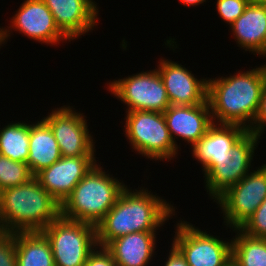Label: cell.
I'll list each match as a JSON object with an SVG mask.
<instances>
[{"mask_svg": "<svg viewBox=\"0 0 266 266\" xmlns=\"http://www.w3.org/2000/svg\"><path fill=\"white\" fill-rule=\"evenodd\" d=\"M163 115L170 136L177 148L179 147L175 139L180 137L192 147L206 134L209 126L213 123L208 100L205 103L192 106L170 105Z\"/></svg>", "mask_w": 266, "mask_h": 266, "instance_id": "16", "label": "cell"}, {"mask_svg": "<svg viewBox=\"0 0 266 266\" xmlns=\"http://www.w3.org/2000/svg\"><path fill=\"white\" fill-rule=\"evenodd\" d=\"M30 124L9 123L0 130V155L27 164L29 156Z\"/></svg>", "mask_w": 266, "mask_h": 266, "instance_id": "22", "label": "cell"}, {"mask_svg": "<svg viewBox=\"0 0 266 266\" xmlns=\"http://www.w3.org/2000/svg\"><path fill=\"white\" fill-rule=\"evenodd\" d=\"M225 266H239L234 260L233 258H231L226 264Z\"/></svg>", "mask_w": 266, "mask_h": 266, "instance_id": "33", "label": "cell"}, {"mask_svg": "<svg viewBox=\"0 0 266 266\" xmlns=\"http://www.w3.org/2000/svg\"><path fill=\"white\" fill-rule=\"evenodd\" d=\"M95 156L61 157L35 177L40 185L60 204L97 163Z\"/></svg>", "mask_w": 266, "mask_h": 266, "instance_id": "14", "label": "cell"}, {"mask_svg": "<svg viewBox=\"0 0 266 266\" xmlns=\"http://www.w3.org/2000/svg\"><path fill=\"white\" fill-rule=\"evenodd\" d=\"M249 0H217L216 10L221 19L229 26L243 13Z\"/></svg>", "mask_w": 266, "mask_h": 266, "instance_id": "26", "label": "cell"}, {"mask_svg": "<svg viewBox=\"0 0 266 266\" xmlns=\"http://www.w3.org/2000/svg\"><path fill=\"white\" fill-rule=\"evenodd\" d=\"M230 27L238 47L254 55L266 52V5L249 3Z\"/></svg>", "mask_w": 266, "mask_h": 266, "instance_id": "18", "label": "cell"}, {"mask_svg": "<svg viewBox=\"0 0 266 266\" xmlns=\"http://www.w3.org/2000/svg\"><path fill=\"white\" fill-rule=\"evenodd\" d=\"M265 83L262 66L228 77L209 78L207 100L213 122L239 125L250 131Z\"/></svg>", "mask_w": 266, "mask_h": 266, "instance_id": "2", "label": "cell"}, {"mask_svg": "<svg viewBox=\"0 0 266 266\" xmlns=\"http://www.w3.org/2000/svg\"><path fill=\"white\" fill-rule=\"evenodd\" d=\"M259 140L255 133L248 131L230 150V160L212 162L204 171L205 189L210 198L217 200L250 172Z\"/></svg>", "mask_w": 266, "mask_h": 266, "instance_id": "10", "label": "cell"}, {"mask_svg": "<svg viewBox=\"0 0 266 266\" xmlns=\"http://www.w3.org/2000/svg\"><path fill=\"white\" fill-rule=\"evenodd\" d=\"M164 266H189L181 252L173 245Z\"/></svg>", "mask_w": 266, "mask_h": 266, "instance_id": "30", "label": "cell"}, {"mask_svg": "<svg viewBox=\"0 0 266 266\" xmlns=\"http://www.w3.org/2000/svg\"><path fill=\"white\" fill-rule=\"evenodd\" d=\"M107 173L96 163L61 204V217L96 226L127 187Z\"/></svg>", "mask_w": 266, "mask_h": 266, "instance_id": "4", "label": "cell"}, {"mask_svg": "<svg viewBox=\"0 0 266 266\" xmlns=\"http://www.w3.org/2000/svg\"><path fill=\"white\" fill-rule=\"evenodd\" d=\"M17 13L12 16L10 26L0 28V48L14 31L23 33L39 43L59 44L71 41L57 26L55 19L43 0H24ZM10 28V29H9ZM9 29V30H8ZM11 31V32H10ZM62 39V40H61Z\"/></svg>", "mask_w": 266, "mask_h": 266, "instance_id": "12", "label": "cell"}, {"mask_svg": "<svg viewBox=\"0 0 266 266\" xmlns=\"http://www.w3.org/2000/svg\"><path fill=\"white\" fill-rule=\"evenodd\" d=\"M172 244L189 266H225L232 258V240H222L187 221H178Z\"/></svg>", "mask_w": 266, "mask_h": 266, "instance_id": "9", "label": "cell"}, {"mask_svg": "<svg viewBox=\"0 0 266 266\" xmlns=\"http://www.w3.org/2000/svg\"><path fill=\"white\" fill-rule=\"evenodd\" d=\"M50 243L55 266H84L97 247L96 226L59 217L41 231Z\"/></svg>", "mask_w": 266, "mask_h": 266, "instance_id": "6", "label": "cell"}, {"mask_svg": "<svg viewBox=\"0 0 266 266\" xmlns=\"http://www.w3.org/2000/svg\"><path fill=\"white\" fill-rule=\"evenodd\" d=\"M239 229L246 235L266 239V198Z\"/></svg>", "mask_w": 266, "mask_h": 266, "instance_id": "25", "label": "cell"}, {"mask_svg": "<svg viewBox=\"0 0 266 266\" xmlns=\"http://www.w3.org/2000/svg\"><path fill=\"white\" fill-rule=\"evenodd\" d=\"M108 91L127 106V111L143 110L163 113L171 104L157 71H143L108 83Z\"/></svg>", "mask_w": 266, "mask_h": 266, "instance_id": "8", "label": "cell"}, {"mask_svg": "<svg viewBox=\"0 0 266 266\" xmlns=\"http://www.w3.org/2000/svg\"><path fill=\"white\" fill-rule=\"evenodd\" d=\"M252 171L215 201L232 230L239 229L266 198V164Z\"/></svg>", "mask_w": 266, "mask_h": 266, "instance_id": "7", "label": "cell"}, {"mask_svg": "<svg viewBox=\"0 0 266 266\" xmlns=\"http://www.w3.org/2000/svg\"><path fill=\"white\" fill-rule=\"evenodd\" d=\"M33 177L28 164L0 155V192L24 184Z\"/></svg>", "mask_w": 266, "mask_h": 266, "instance_id": "24", "label": "cell"}, {"mask_svg": "<svg viewBox=\"0 0 266 266\" xmlns=\"http://www.w3.org/2000/svg\"><path fill=\"white\" fill-rule=\"evenodd\" d=\"M140 187L128 186L114 206L96 225L97 246L106 247L112 240L135 232H157L175 214L171 203ZM157 195V196H156Z\"/></svg>", "mask_w": 266, "mask_h": 266, "instance_id": "1", "label": "cell"}, {"mask_svg": "<svg viewBox=\"0 0 266 266\" xmlns=\"http://www.w3.org/2000/svg\"><path fill=\"white\" fill-rule=\"evenodd\" d=\"M156 232H135L112 240L105 248L117 266H148L156 249Z\"/></svg>", "mask_w": 266, "mask_h": 266, "instance_id": "19", "label": "cell"}, {"mask_svg": "<svg viewBox=\"0 0 266 266\" xmlns=\"http://www.w3.org/2000/svg\"><path fill=\"white\" fill-rule=\"evenodd\" d=\"M17 266H55L51 246L41 231L15 232Z\"/></svg>", "mask_w": 266, "mask_h": 266, "instance_id": "21", "label": "cell"}, {"mask_svg": "<svg viewBox=\"0 0 266 266\" xmlns=\"http://www.w3.org/2000/svg\"><path fill=\"white\" fill-rule=\"evenodd\" d=\"M84 266H117V264L105 247L97 246L89 254Z\"/></svg>", "mask_w": 266, "mask_h": 266, "instance_id": "28", "label": "cell"}, {"mask_svg": "<svg viewBox=\"0 0 266 266\" xmlns=\"http://www.w3.org/2000/svg\"><path fill=\"white\" fill-rule=\"evenodd\" d=\"M85 118L68 105L53 109L42 118L50 126L62 157L95 156V140Z\"/></svg>", "mask_w": 266, "mask_h": 266, "instance_id": "11", "label": "cell"}, {"mask_svg": "<svg viewBox=\"0 0 266 266\" xmlns=\"http://www.w3.org/2000/svg\"><path fill=\"white\" fill-rule=\"evenodd\" d=\"M0 266H17L15 233L0 231Z\"/></svg>", "mask_w": 266, "mask_h": 266, "instance_id": "27", "label": "cell"}, {"mask_svg": "<svg viewBox=\"0 0 266 266\" xmlns=\"http://www.w3.org/2000/svg\"><path fill=\"white\" fill-rule=\"evenodd\" d=\"M263 56H265L266 57V52L265 53H263L260 57H263ZM262 66V68H263V72H264V75H265V80H266V64H264V65H261Z\"/></svg>", "mask_w": 266, "mask_h": 266, "instance_id": "34", "label": "cell"}, {"mask_svg": "<svg viewBox=\"0 0 266 266\" xmlns=\"http://www.w3.org/2000/svg\"><path fill=\"white\" fill-rule=\"evenodd\" d=\"M60 216L61 204L35 176L24 184L0 192V231H42Z\"/></svg>", "mask_w": 266, "mask_h": 266, "instance_id": "3", "label": "cell"}, {"mask_svg": "<svg viewBox=\"0 0 266 266\" xmlns=\"http://www.w3.org/2000/svg\"><path fill=\"white\" fill-rule=\"evenodd\" d=\"M34 123L30 124L27 164L35 176L42 169L58 161L62 155L50 126L43 119Z\"/></svg>", "mask_w": 266, "mask_h": 266, "instance_id": "20", "label": "cell"}, {"mask_svg": "<svg viewBox=\"0 0 266 266\" xmlns=\"http://www.w3.org/2000/svg\"><path fill=\"white\" fill-rule=\"evenodd\" d=\"M250 3L266 5V0H249Z\"/></svg>", "mask_w": 266, "mask_h": 266, "instance_id": "32", "label": "cell"}, {"mask_svg": "<svg viewBox=\"0 0 266 266\" xmlns=\"http://www.w3.org/2000/svg\"><path fill=\"white\" fill-rule=\"evenodd\" d=\"M266 127V83L263 86L261 92V99L257 114L255 116L254 122L251 126L250 132L255 133L259 138H261V134L265 133Z\"/></svg>", "mask_w": 266, "mask_h": 266, "instance_id": "29", "label": "cell"}, {"mask_svg": "<svg viewBox=\"0 0 266 266\" xmlns=\"http://www.w3.org/2000/svg\"><path fill=\"white\" fill-rule=\"evenodd\" d=\"M58 28L70 39H78L97 26L98 6L94 0H43ZM96 24V25H95Z\"/></svg>", "mask_w": 266, "mask_h": 266, "instance_id": "15", "label": "cell"}, {"mask_svg": "<svg viewBox=\"0 0 266 266\" xmlns=\"http://www.w3.org/2000/svg\"><path fill=\"white\" fill-rule=\"evenodd\" d=\"M248 131L239 125L213 122L206 134L191 147V153L202 164L204 172L212 162L230 160V150Z\"/></svg>", "mask_w": 266, "mask_h": 266, "instance_id": "17", "label": "cell"}, {"mask_svg": "<svg viewBox=\"0 0 266 266\" xmlns=\"http://www.w3.org/2000/svg\"><path fill=\"white\" fill-rule=\"evenodd\" d=\"M232 258L239 266H266V239L255 238L233 229Z\"/></svg>", "mask_w": 266, "mask_h": 266, "instance_id": "23", "label": "cell"}, {"mask_svg": "<svg viewBox=\"0 0 266 266\" xmlns=\"http://www.w3.org/2000/svg\"><path fill=\"white\" fill-rule=\"evenodd\" d=\"M157 71L171 105L192 106L207 101L208 79H197L192 72L172 60L161 58Z\"/></svg>", "mask_w": 266, "mask_h": 266, "instance_id": "13", "label": "cell"}, {"mask_svg": "<svg viewBox=\"0 0 266 266\" xmlns=\"http://www.w3.org/2000/svg\"><path fill=\"white\" fill-rule=\"evenodd\" d=\"M180 2L184 4V6H190V7L195 6L196 7L197 5H200L206 2V0H180Z\"/></svg>", "mask_w": 266, "mask_h": 266, "instance_id": "31", "label": "cell"}, {"mask_svg": "<svg viewBox=\"0 0 266 266\" xmlns=\"http://www.w3.org/2000/svg\"><path fill=\"white\" fill-rule=\"evenodd\" d=\"M124 132L133 150L151 160H166L177 157L174 144L163 113L135 110L126 112Z\"/></svg>", "mask_w": 266, "mask_h": 266, "instance_id": "5", "label": "cell"}]
</instances>
